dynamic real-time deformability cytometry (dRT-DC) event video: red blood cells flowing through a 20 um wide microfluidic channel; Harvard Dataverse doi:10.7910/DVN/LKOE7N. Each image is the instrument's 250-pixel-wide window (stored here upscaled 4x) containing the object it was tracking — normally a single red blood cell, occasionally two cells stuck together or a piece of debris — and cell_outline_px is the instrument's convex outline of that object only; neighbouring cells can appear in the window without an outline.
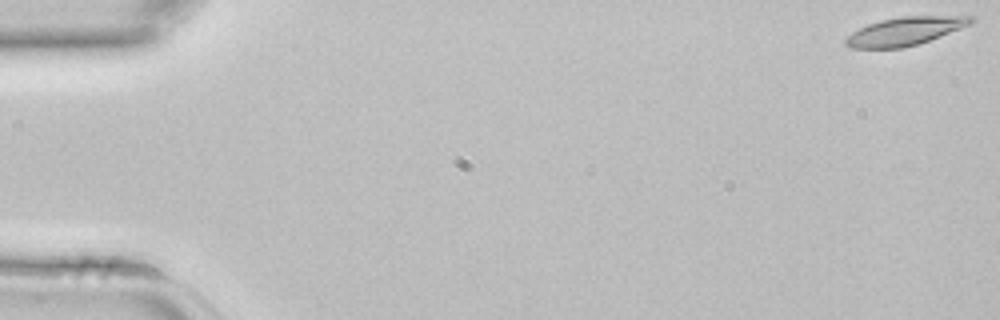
{"species": "common noctule bat (a hibernating species)", "species_latin": "Nyctalus noctula", "temperature_condition": "room temperature", "stored_images_in_passage": 4, "camera_frame_rate_fps": 3000, "um_per_image_px": 0.085, "animal": {"sex": "female", "body_mass_g": 22.7, "forearm_length_mm": 54.2}, "frame": {"image": 1, "passage_image": 1, "time_ms": 0.0, "image_size_px": [1000, 320], "cell_outline_px": [[976, 20], [972, 24], [928, 40], [904, 48], [852, 48], [844, 44], [844, 40], [852, 32], [868, 24], [880, 20], [900, 16], [972, 16]], "centroid_in_image_um": [76.91, 2.64], "position_along_channel_um": 8.1, "area_um2": 20.46}}
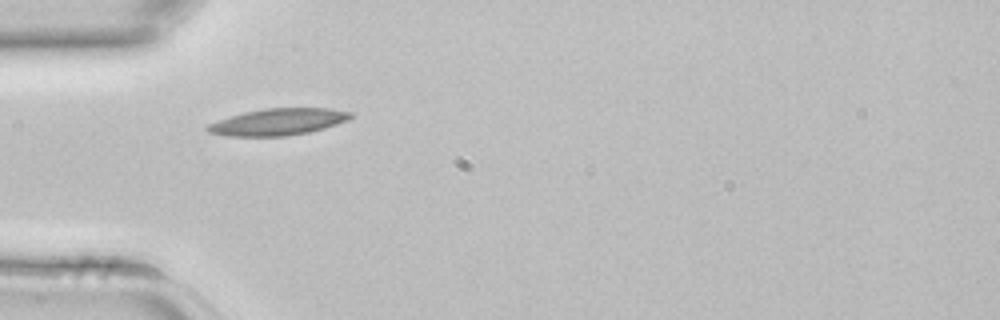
{"frame": {"image": 2, "passage_image": 4, "time_ms": 1.0, "image_size_px": [1000, 320], "cell_outline_px": [[356, 116], [348, 120], [324, 128], [308, 132], [284, 136], [228, 136], [208, 132], [204, 128], [208, 124], [244, 112], [264, 108], [328, 108], [352, 112]], "centroid_in_image_um": [23.67, 10.35], "position_along_channel_um": 61.3, "area_um2": 22.2}}